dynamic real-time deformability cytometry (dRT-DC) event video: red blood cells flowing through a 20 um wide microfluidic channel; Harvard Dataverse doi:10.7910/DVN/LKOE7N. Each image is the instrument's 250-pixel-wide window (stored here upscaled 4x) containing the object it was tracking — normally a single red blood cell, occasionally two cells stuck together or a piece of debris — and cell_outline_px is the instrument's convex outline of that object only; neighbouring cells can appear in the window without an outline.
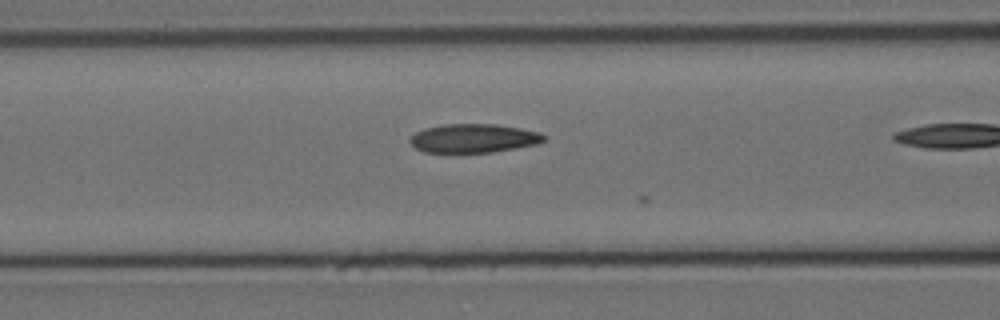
{"species": "Egyptian fruit bat (a non-hibernating species)", "species_latin": "Rousettus aegyptiacus", "temperature_condition": "cold", "stored_images_in_passage": 10, "camera_frame_rate_fps": 3000, "um_per_image_px": 0.085, "animal": {"sex": "female"}, "frame": {"image": 1, "passage_image": 9, "time_ms": 2.667, "image_size_px": [1000, 320], "cell_outline_px": [[548, 136], [544, 140], [536, 144], [516, 148], [492, 152], [424, 152], [416, 148], [408, 140], [416, 132], [424, 128], [444, 124], [496, 124], [520, 128], [540, 132]], "centroid_in_image_um": [40.27, 11.75], "position_along_channel_um": 126.3, "area_um2": 22.43}}